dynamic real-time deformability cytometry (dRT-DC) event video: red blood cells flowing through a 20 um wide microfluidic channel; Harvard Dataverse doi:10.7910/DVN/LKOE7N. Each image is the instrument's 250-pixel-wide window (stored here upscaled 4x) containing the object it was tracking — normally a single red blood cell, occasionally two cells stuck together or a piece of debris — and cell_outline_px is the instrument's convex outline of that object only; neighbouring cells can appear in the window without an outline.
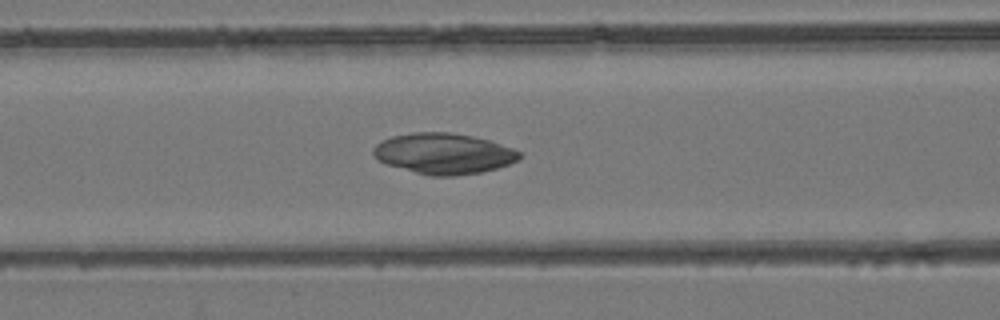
{"species": "common noctule bat (a hibernating species)", "species_latin": "Nyctalus noctula", "temperature_condition": "room temperature", "stored_images_in_passage": 32, "camera_frame_rate_fps": 3000, "um_per_image_px": 0.085, "animal": {"sex": "female", "body_mass_g": 24.6, "forearm_length_mm": 56.2}, "frame": {"image": 1, "passage_image": 11, "time_ms": 3.333, "image_size_px": [1000, 320], "cell_outline_px": [[520, 156], [516, 160], [508, 164], [496, 168], [480, 172], [452, 176], [428, 176], [388, 164], [380, 160], [372, 152], [372, 148], [380, 140], [392, 136], [412, 132], [452, 132], [472, 136], [488, 140], [512, 148], [520, 152]], "centroid_in_image_um": [37.68, 13.04], "position_along_channel_um": 128.9, "area_um2": 34.45}}
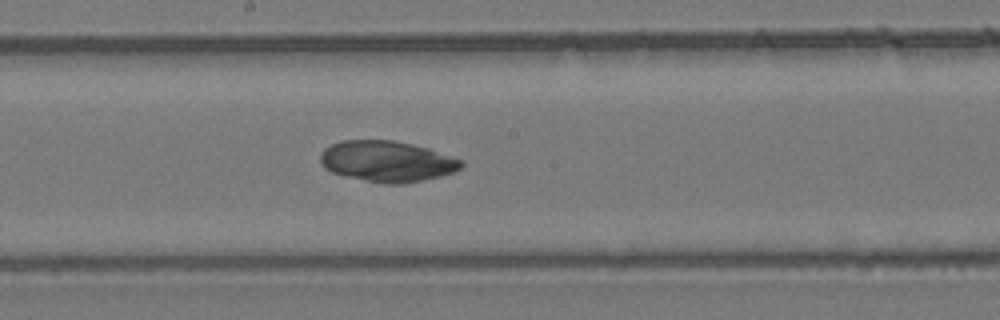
{"frame": {"image": 2, "passage_image": 17, "time_ms": 5.333, "image_size_px": [1000, 320], "cell_outline_px": [[464, 164], [456, 172], [440, 176], [404, 184], [384, 184], [344, 176], [332, 172], [324, 168], [320, 160], [320, 156], [324, 148], [332, 144], [344, 140], [392, 140], [412, 144], [428, 148], [464, 160]], "centroid_in_image_um": [32.92, 13.72], "position_along_channel_um": 215.3, "area_um2": 33.76}}
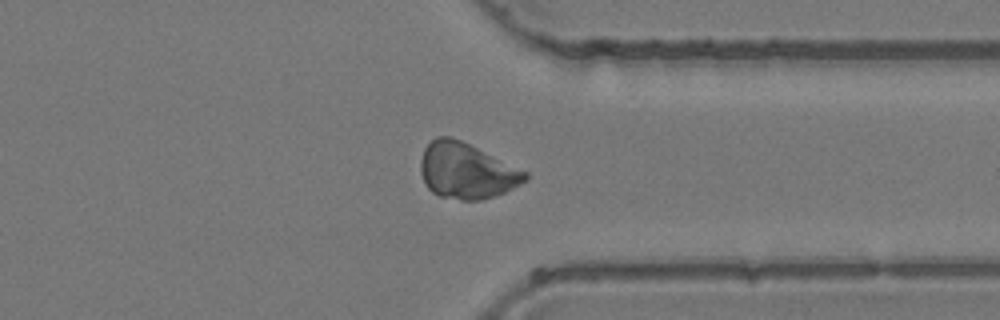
{"frame": {"image": 3, "passage_image": 28, "time_ms": 9.0, "image_size_px": [1000, 320], "cell_outline_px": [[528, 180], [504, 192], [484, 200], [460, 200], [440, 196], [432, 192], [428, 188], [420, 172], [420, 160], [424, 148], [436, 136], [448, 136], [460, 140], [528, 172]], "centroid_in_image_um": [39.64, 14.53], "position_along_channel_um": 371.8, "area_um2": 33.81}}